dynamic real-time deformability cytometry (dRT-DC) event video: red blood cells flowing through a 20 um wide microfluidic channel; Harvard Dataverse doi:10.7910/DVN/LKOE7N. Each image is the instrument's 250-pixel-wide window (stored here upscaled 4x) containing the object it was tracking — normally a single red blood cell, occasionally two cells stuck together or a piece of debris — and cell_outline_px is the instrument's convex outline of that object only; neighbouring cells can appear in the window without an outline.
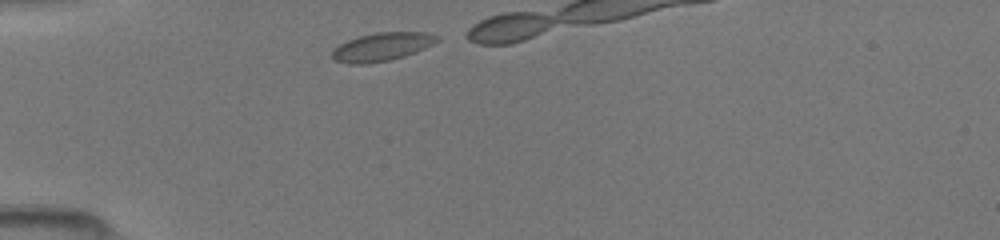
{"species": "common noctule bat (a hibernating species)", "species_latin": "Nyctalus noctula", "temperature_condition": "room temperature", "stored_images_in_passage": 11, "camera_frame_rate_fps": 3000, "um_per_image_px": 0.085, "animal": {"sex": "female", "body_mass_g": 19.5, "forearm_length_mm": 54.1}, "frame": {"image": 1, "passage_image": 1, "time_ms": 0.0, "image_size_px": [1000, 240], "cell_outline_px": [[440, 40], [416, 52], [404, 56], [388, 60], [368, 64], [348, 64], [332, 60], [332, 48], [348, 40], [360, 36], [376, 32], [428, 32], [440, 36]], "centroid_in_image_um": [32.45, 3.98], "position_along_channel_um": 52.5, "area_um2": 17.46}}
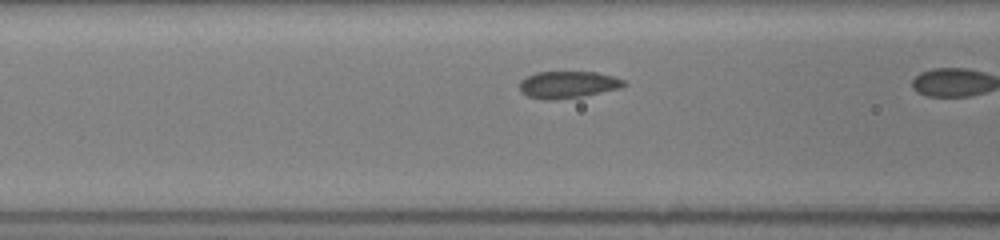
{"frame": {"image": 2, "passage_image": 7, "time_ms": 2.0, "image_size_px": [1000, 240], "cell_outline_px": [[628, 84], [620, 88], [584, 96], [556, 100], [544, 100], [528, 96], [520, 92], [520, 80], [536, 72], [596, 72], [612, 76], [624, 80]], "centroid_in_image_um": [48.26, 7.2], "position_along_channel_um": 118.3, "area_um2": 16.47}}